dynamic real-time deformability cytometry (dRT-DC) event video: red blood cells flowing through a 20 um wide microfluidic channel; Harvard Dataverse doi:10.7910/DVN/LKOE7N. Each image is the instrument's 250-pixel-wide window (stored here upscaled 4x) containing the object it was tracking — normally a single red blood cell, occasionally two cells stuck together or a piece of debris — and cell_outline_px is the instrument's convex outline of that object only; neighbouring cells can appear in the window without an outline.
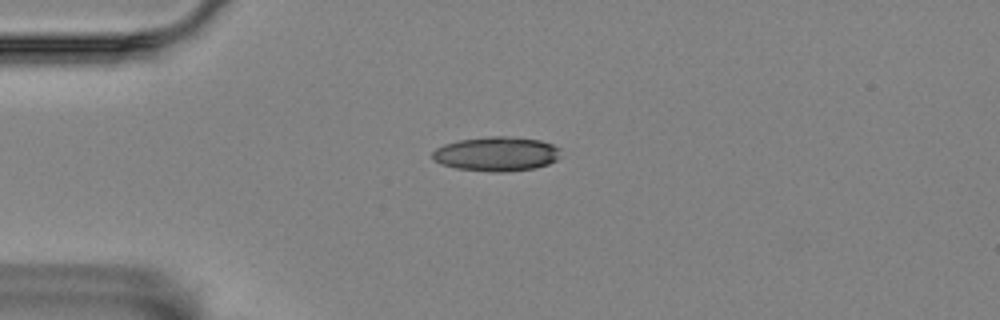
{"species": "Egyptian fruit bat (a non-hibernating species)", "species_latin": "Rousettus aegyptiacus", "temperature_condition": "room temperature", "stored_images_in_passage": 5, "camera_frame_rate_fps": 3000, "um_per_image_px": 0.085, "animal": {"sex": "female"}, "frame": {"image": 1, "passage_image": 5, "time_ms": 1.333, "image_size_px": [1000, 320], "cell_outline_px": [[560, 156], [556, 160], [548, 164], [536, 168], [504, 172], [492, 172], [456, 168], [440, 164], [432, 160], [432, 152], [436, 148], [444, 144], [460, 140], [488, 136], [504, 136], [540, 140], [552, 144], [560, 148]], "centroid_in_image_um": [42.19, 13.09], "position_along_channel_um": 42.8, "area_um2": 25.84}}